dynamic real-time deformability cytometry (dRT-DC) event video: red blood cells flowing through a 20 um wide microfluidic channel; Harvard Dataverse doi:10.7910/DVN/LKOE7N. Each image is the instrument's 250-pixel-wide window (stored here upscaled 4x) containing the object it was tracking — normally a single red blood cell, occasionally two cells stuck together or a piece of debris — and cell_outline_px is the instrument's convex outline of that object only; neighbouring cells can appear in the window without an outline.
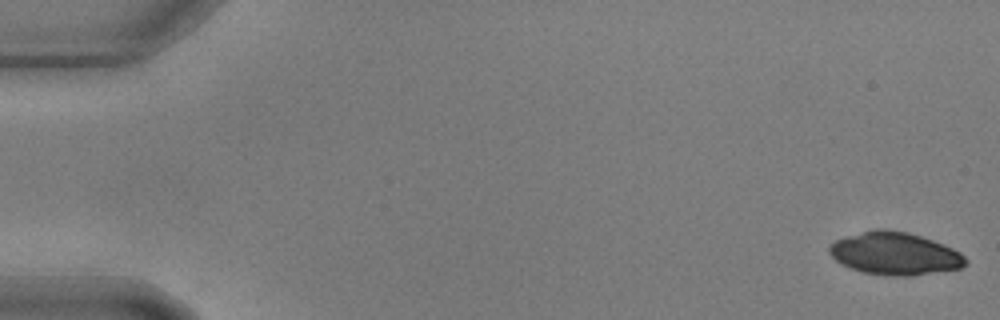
{"species": "common noctule bat (a hibernating species)", "species_latin": "Nyctalus noctula", "temperature_condition": "warm", "stored_images_in_passage": 36, "camera_frame_rate_fps": 3000, "um_per_image_px": 0.085, "animal": {"sex": "male", "body_mass_g": 17.9, "forearm_length_mm": 54.2}, "frame": {"image": 1, "passage_image": 1, "time_ms": 0.0, "image_size_px": [1000, 320], "cell_outline_px": [[968, 264], [960, 268], [912, 276], [888, 276], [860, 272], [840, 264], [828, 252], [828, 248], [836, 240], [848, 236], [876, 228], [884, 228], [908, 232], [944, 244], [960, 252], [968, 260]], "centroid_in_image_um": [76.07, 21.56], "position_along_channel_um": 8.9, "area_um2": 33.99}}